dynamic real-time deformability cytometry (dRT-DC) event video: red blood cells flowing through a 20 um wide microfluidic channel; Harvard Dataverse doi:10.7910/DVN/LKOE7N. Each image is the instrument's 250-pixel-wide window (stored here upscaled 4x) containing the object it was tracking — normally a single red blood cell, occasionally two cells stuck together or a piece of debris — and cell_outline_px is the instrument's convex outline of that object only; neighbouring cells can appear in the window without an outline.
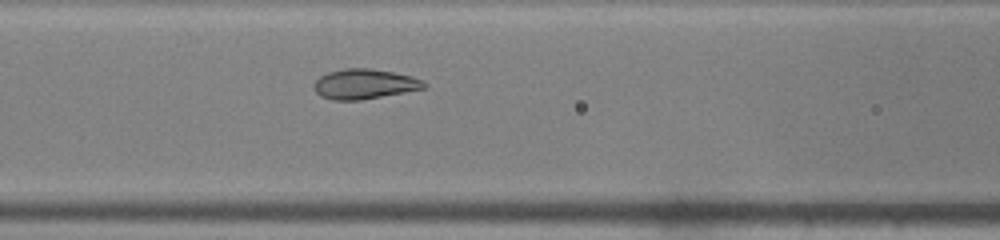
{"species": "common noctule bat (a hibernating species)", "species_latin": "Nyctalus noctula", "temperature_condition": "warm", "stored_images_in_passage": 36, "camera_frame_rate_fps": 3000, "um_per_image_px": 0.085, "animal": {"sex": "male", "body_mass_g": 19.0, "forearm_length_mm": 50.8}, "frame": {"image": 1, "passage_image": 9, "time_ms": 2.667, "image_size_px": [1000, 240], "cell_outline_px": [[428, 88], [360, 100], [332, 100], [320, 96], [316, 92], [316, 80], [320, 76], [328, 72], [344, 68], [372, 68], [412, 76], [424, 80], [428, 84]], "centroid_in_image_um": [31.04, 7.14], "position_along_channel_um": 135.6, "area_um2": 19.31}}
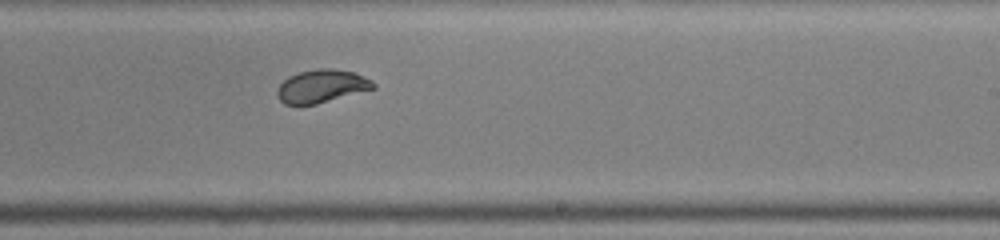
{"frame": {"image": 2, "passage_image": 18, "time_ms": 5.667, "image_size_px": [1000, 240], "cell_outline_px": [[376, 88], [316, 104], [284, 104], [276, 96], [276, 92], [280, 84], [288, 76], [300, 72], [320, 68], [332, 68], [356, 72], [372, 80], [376, 84]], "centroid_in_image_um": [27.36, 7.31], "position_along_channel_um": 261.6, "area_um2": 18.55}}
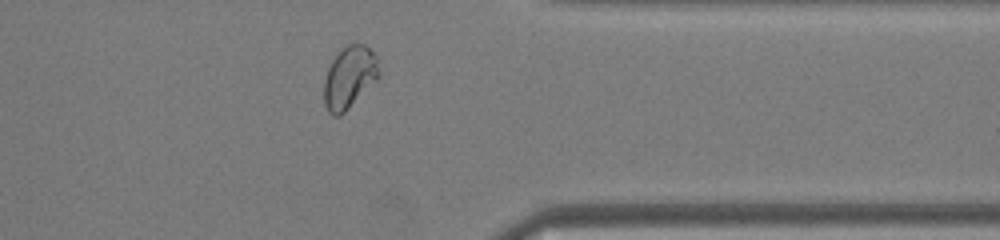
{"frame": {"image": 3, "passage_image": 27, "time_ms": 8.667, "image_size_px": [1000, 240], "cell_outline_px": [[380, 76], [340, 116], [332, 116], [328, 112], [324, 104], [324, 80], [328, 68], [332, 60], [348, 44], [364, 44], [380, 56]], "centroid_in_image_um": [29.73, 6.56], "position_along_channel_um": 381.7, "area_um2": 20.0}, "authors_computed_cell_mechanics": {"area_um2": 19.652, "velocity_mm_per_s": 4.2221, "shape_relaxation_time_tau1_ms": 2.868, "shape_relaxation_time_tau2_ms": null, "deformation_change_tau1": 0.1367, "deformation_change_tau2": null}}